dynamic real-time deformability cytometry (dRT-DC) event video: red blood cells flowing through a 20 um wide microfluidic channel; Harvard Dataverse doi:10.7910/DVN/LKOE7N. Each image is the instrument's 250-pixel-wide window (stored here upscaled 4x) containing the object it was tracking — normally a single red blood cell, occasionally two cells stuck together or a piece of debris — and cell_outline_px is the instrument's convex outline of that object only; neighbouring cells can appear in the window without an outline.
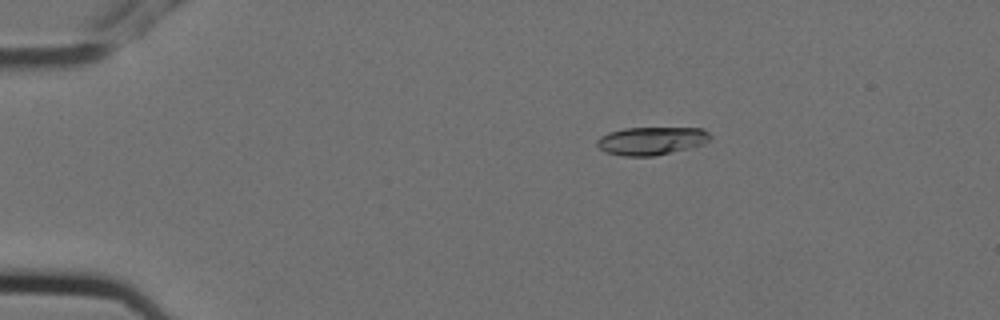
{"species": "Egyptian fruit bat (a non-hibernating species)", "species_latin": "Rousettus aegyptiacus", "temperature_condition": "cold", "stored_images_in_passage": 6, "camera_frame_rate_fps": 3000, "um_per_image_px": 0.085, "animal": {"sex": "female"}, "frame": {"image": 1, "passage_image": 3, "time_ms": 0.667, "image_size_px": [1000, 320], "cell_outline_px": [[712, 136], [704, 144], [688, 148], [652, 156], [624, 156], [604, 152], [596, 144], [596, 140], [600, 136], [608, 132], [624, 128], [700, 128], [708, 132]], "centroid_in_image_um": [55.33, 11.96], "position_along_channel_um": 29.7, "area_um2": 18.44}}